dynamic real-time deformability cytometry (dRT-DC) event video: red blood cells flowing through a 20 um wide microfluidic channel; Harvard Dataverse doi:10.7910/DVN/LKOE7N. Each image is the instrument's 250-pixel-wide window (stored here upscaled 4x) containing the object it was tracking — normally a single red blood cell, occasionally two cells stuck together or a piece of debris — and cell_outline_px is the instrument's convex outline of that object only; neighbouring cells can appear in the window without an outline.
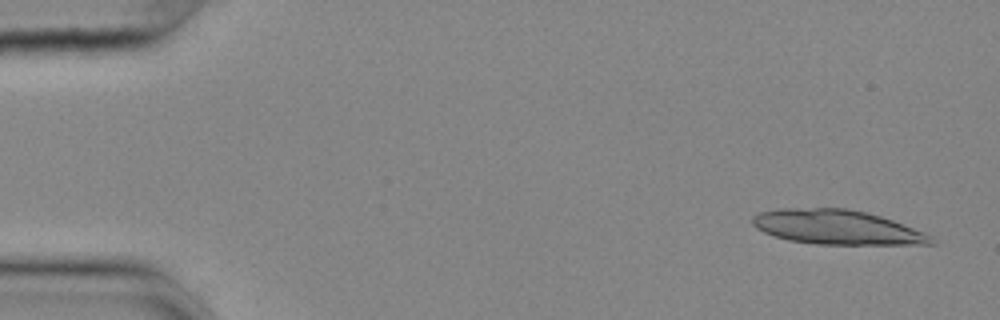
{"species": "common noctule bat (a hibernating species)", "species_latin": "Nyctalus noctula", "temperature_condition": "cold", "stored_images_in_passage": 40, "segment_of_instrument_passage": [1, 2], "camera_frame_rate_fps": 3000, "um_per_image_px": 0.085, "animal": {"sex": "female", "body_mass_g": 25.1}, "frame": {"image": 1, "passage_image": 3, "time_ms": 0.667, "image_size_px": [1000, 320], "cell_outline_px": [[936, 244], [816, 244], [788, 240], [764, 232], [756, 228], [752, 224], [752, 216], [760, 212], [780, 208], [848, 208], [880, 216], [892, 220], [924, 232], [932, 236]], "centroid_in_image_um": [71.12, 19.31], "position_along_channel_um": 13.9, "area_um2": 35.72}}
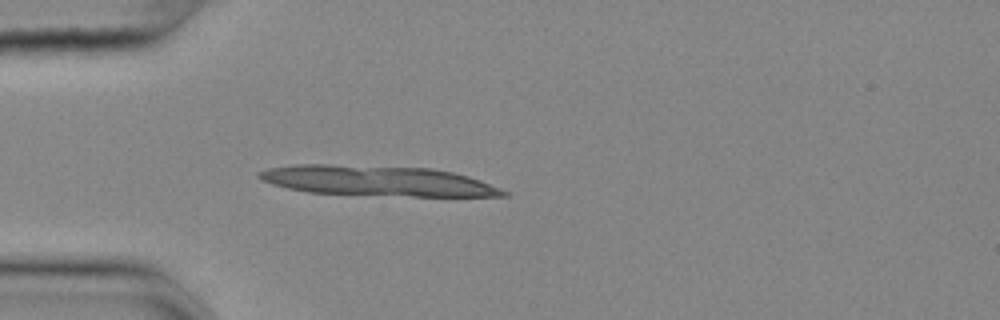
{"frame": {"image": 2, "passage_image": 15, "time_ms": 4.667, "image_size_px": [1000, 320], "cell_outline_px": [[512, 196], [412, 196], [308, 192], [288, 188], [272, 184], [260, 180], [256, 176], [256, 172], [268, 168], [296, 164], [328, 164], [432, 168], [452, 172], [468, 176], [480, 180], [512, 192]], "centroid_in_image_um": [32.1, 15.37], "position_along_channel_um": 52.9, "area_um2": 43.18}}